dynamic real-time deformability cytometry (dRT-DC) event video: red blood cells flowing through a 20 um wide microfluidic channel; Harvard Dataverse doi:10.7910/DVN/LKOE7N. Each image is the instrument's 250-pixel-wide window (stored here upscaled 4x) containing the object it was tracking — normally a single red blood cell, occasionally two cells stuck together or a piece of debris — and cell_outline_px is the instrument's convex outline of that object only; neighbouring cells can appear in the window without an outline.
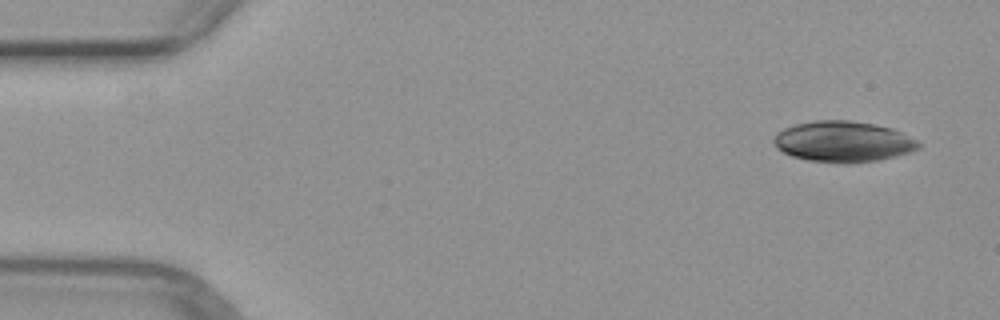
{"species": "common noctule bat (a hibernating species)", "species_latin": "Nyctalus noctula", "temperature_condition": "warm", "stored_images_in_passage": 4, "camera_frame_rate_fps": 3000, "um_per_image_px": 0.085, "animal": {"sex": "female", "body_mass_g": 29.2, "forearm_length_mm": 56.3}, "frame": {"image": 1, "passage_image": 1, "time_ms": 0.0, "image_size_px": [1000, 320], "cell_outline_px": [[920, 148], [896, 156], [880, 160], [848, 164], [844, 164], [808, 160], [792, 156], [776, 148], [772, 140], [776, 132], [784, 128], [796, 124], [816, 120], [848, 120], [872, 124], [892, 128], [916, 140], [920, 144]], "centroid_in_image_um": [71.63, 12.04], "position_along_channel_um": 13.4, "area_um2": 34.51}}